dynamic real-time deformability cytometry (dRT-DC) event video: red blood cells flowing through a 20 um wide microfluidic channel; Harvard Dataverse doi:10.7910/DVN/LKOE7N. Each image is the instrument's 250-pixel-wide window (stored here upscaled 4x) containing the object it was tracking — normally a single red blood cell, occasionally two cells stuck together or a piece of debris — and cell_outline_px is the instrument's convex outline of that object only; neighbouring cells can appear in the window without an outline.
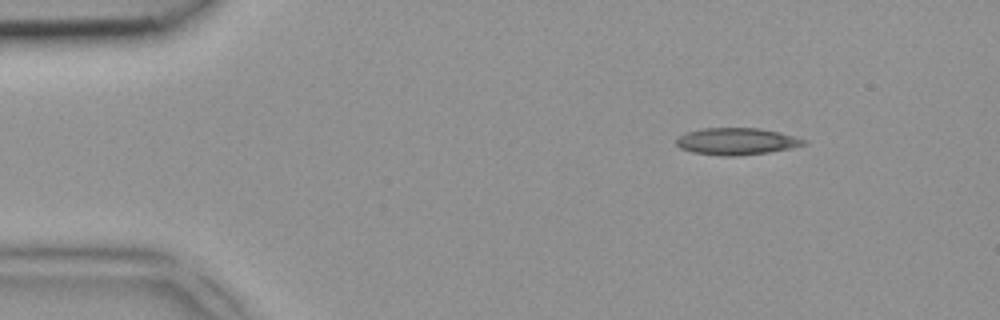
{"species": "common noctule bat (a hibernating species)", "species_latin": "Nyctalus noctula", "temperature_condition": "room temperature", "stored_images_in_passage": 2, "camera_frame_rate_fps": 3000, "um_per_image_px": 0.085, "animal": {"sex": "female", "body_mass_g": 18.4}, "frame": {"image": 1, "passage_image": 1, "time_ms": 0.0, "image_size_px": [1000, 320], "cell_outline_px": [[808, 140], [804, 144], [788, 148], [768, 152], [736, 156], [720, 156], [692, 152], [680, 148], [676, 144], [676, 140], [680, 136], [688, 132], [704, 128], [760, 128], [780, 132]], "centroid_in_image_um": [62.6, 12.01], "position_along_channel_um": 22.4, "area_um2": 19.83}}
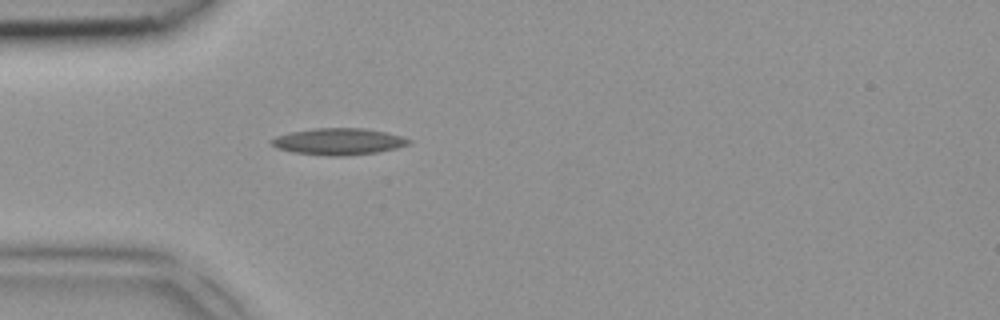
{"frame": {"image": 2, "passage_image": 2, "time_ms": 0.333, "image_size_px": [1000, 320], "cell_outline_px": [[412, 140], [408, 144], [396, 148], [376, 152], [344, 156], [328, 156], [292, 152], [276, 148], [268, 140], [276, 136], [292, 132], [316, 128], [364, 128], [384, 132], [400, 136]], "centroid_in_image_um": [28.73, 12.03], "position_along_channel_um": 56.3, "area_um2": 21.15}}